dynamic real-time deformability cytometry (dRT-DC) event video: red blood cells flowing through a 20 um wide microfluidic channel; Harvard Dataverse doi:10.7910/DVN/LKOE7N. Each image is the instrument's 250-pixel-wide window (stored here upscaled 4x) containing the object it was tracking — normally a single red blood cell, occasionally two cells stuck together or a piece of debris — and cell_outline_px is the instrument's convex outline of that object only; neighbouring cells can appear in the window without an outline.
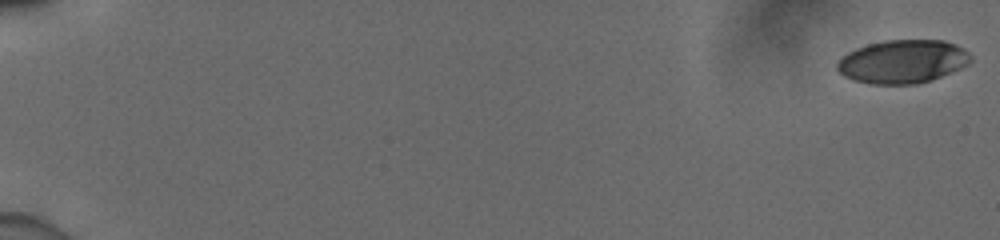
{"species": "human", "species_latin": "Homo sapiens", "temperature_condition": "cold", "stored_images_in_passage": 55, "camera_frame_rate_fps": 3000, "um_per_image_px": 0.085, "donor": {"sex": "male"}, "frame": {"image": 1, "passage_image": 1, "time_ms": 0.0, "image_size_px": [1000, 240], "cell_outline_px": [[972, 60], [968, 64], [960, 68], [932, 80], [916, 84], [868, 84], [852, 80], [844, 76], [836, 68], [836, 64], [848, 52], [856, 48], [868, 44], [884, 40], [944, 40], [956, 44], [964, 48], [972, 56]], "centroid_in_image_um": [76.74, 5.23], "position_along_channel_um": 8.3, "area_um2": 33.93}}
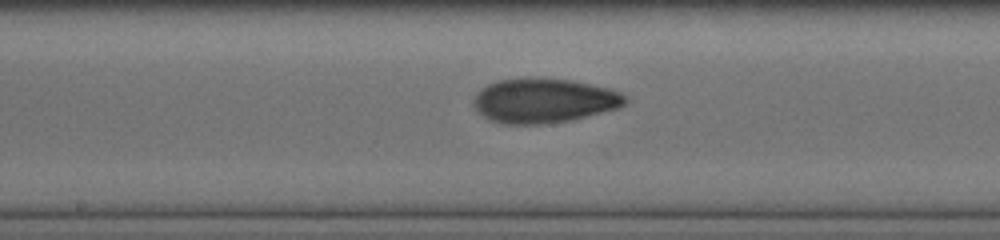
{"frame": {"image": 2, "passage_image": 32, "time_ms": 10.333, "image_size_px": [1000, 240], "cell_outline_px": [[628, 100], [620, 108], [568, 120], [548, 124], [504, 124], [492, 120], [484, 116], [472, 104], [472, 100], [476, 92], [488, 84], [500, 80], [528, 76], [572, 80], [608, 88], [620, 92], [628, 96]], "centroid_in_image_um": [46.23, 8.53], "position_along_channel_um": 202.0, "area_um2": 39.65}}
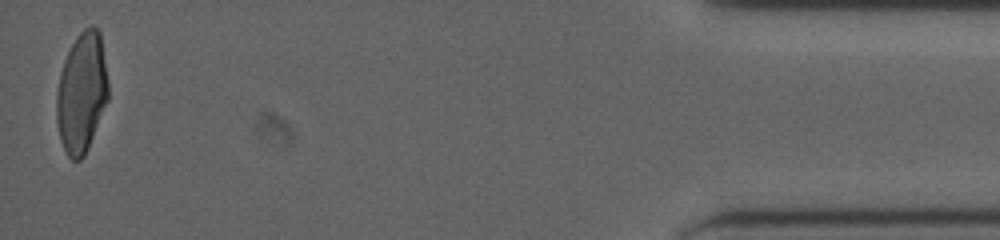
{"frame": {"image": 3, "passage_image": 55, "time_ms": 18.0, "image_size_px": [1000, 240], "cell_outline_px": [[108, 100], [88, 148], [84, 156], [80, 160], [72, 160], [68, 156], [60, 140], [56, 120], [56, 92], [60, 72], [64, 60], [76, 36], [84, 28], [92, 24], [100, 32], [108, 80]], "centroid_in_image_um": [6.94, 7.87], "position_along_channel_um": 428.3, "area_um2": 36.36}, "authors_computed_cell_mechanics": {"area_um2": 37.1076, "velocity_mm_per_s": 3.9199, "shape_relaxation_time_tau1_ms": 5.3532, "shape_relaxation_time_tau2_ms": 2.3829, "deformation_change_tau1": 0.2047, "deformation_change_tau2": 0.0642}}